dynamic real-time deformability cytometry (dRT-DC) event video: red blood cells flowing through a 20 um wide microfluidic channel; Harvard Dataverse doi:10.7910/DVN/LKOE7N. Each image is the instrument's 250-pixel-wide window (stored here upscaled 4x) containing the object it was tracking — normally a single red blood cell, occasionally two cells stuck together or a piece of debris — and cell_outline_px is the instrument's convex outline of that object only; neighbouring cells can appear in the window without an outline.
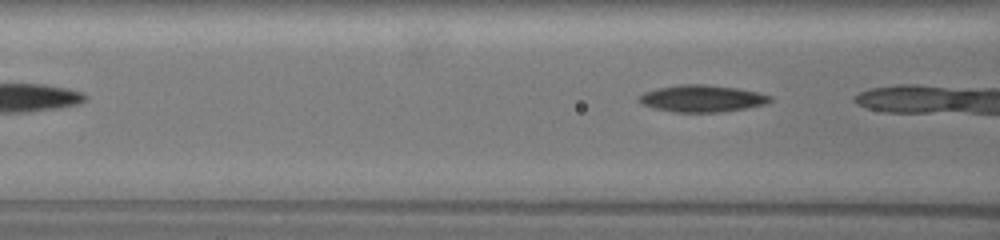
{"species": "common noctule bat (a hibernating species)", "species_latin": "Nyctalus noctula", "temperature_condition": "warm", "stored_images_in_passage": 4, "camera_frame_rate_fps": 3000, "um_per_image_px": 0.085, "animal": {"sex": "female", "body_mass_g": 19.5, "forearm_length_mm": 54.1}, "frame": {"image": 1, "passage_image": 3, "time_ms": 0.667, "image_size_px": [1000, 240], "cell_outline_px": [[772, 100], [764, 104], [744, 108], [720, 112], [672, 112], [652, 108], [640, 104], [636, 100], [636, 96], [644, 92], [656, 88], [680, 84], [704, 84], [736, 88], [756, 92], [772, 96]], "centroid_in_image_um": [59.56, 8.37], "position_along_channel_um": 107.0, "area_um2": 20.69}}